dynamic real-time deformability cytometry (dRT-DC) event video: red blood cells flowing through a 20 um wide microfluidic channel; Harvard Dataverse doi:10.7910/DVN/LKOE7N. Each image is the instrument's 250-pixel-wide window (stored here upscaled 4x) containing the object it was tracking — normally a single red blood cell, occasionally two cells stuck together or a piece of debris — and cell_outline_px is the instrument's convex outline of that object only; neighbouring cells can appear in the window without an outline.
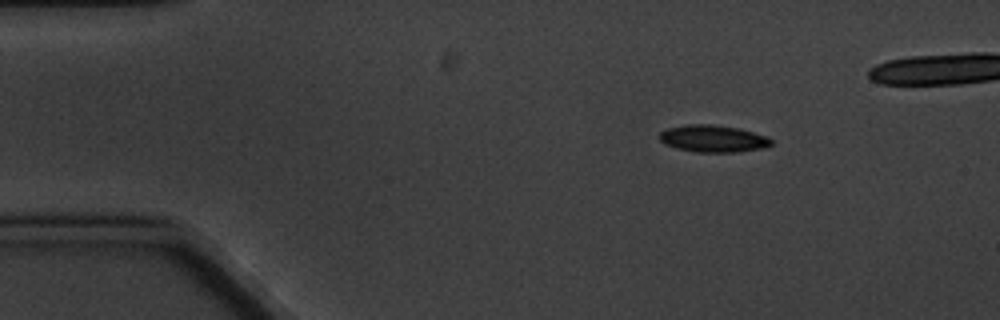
{"species": "common noctule bat (a hibernating species)", "species_latin": "Nyctalus noctula", "temperature_condition": "cold", "stored_images_in_passage": 10, "camera_frame_rate_fps": 3000, "um_per_image_px": 0.085, "animal": {"sex": "male", "body_mass_g": 20.1, "forearm_length_mm": 53.5}, "frame": {"image": 1, "passage_image": 1, "time_ms": 0.0, "image_size_px": [1000, 320], "cell_outline_px": [[772, 144], [764, 148], [736, 152], [696, 152], [664, 144], [660, 140], [660, 132], [668, 128], [688, 124], [708, 124], [736, 128], [768, 136], [772, 140]], "centroid_in_image_um": [60.63, 11.79], "position_along_channel_um": 24.4, "area_um2": 17.4}}